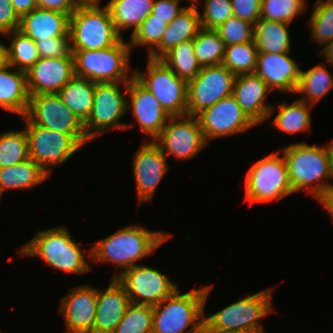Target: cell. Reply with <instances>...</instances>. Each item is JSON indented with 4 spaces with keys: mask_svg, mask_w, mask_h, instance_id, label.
<instances>
[{
    "mask_svg": "<svg viewBox=\"0 0 333 333\" xmlns=\"http://www.w3.org/2000/svg\"><path fill=\"white\" fill-rule=\"evenodd\" d=\"M258 49L254 40L243 44L226 46L222 64L236 76L253 74L256 68Z\"/></svg>",
    "mask_w": 333,
    "mask_h": 333,
    "instance_id": "d590c367",
    "label": "cell"
},
{
    "mask_svg": "<svg viewBox=\"0 0 333 333\" xmlns=\"http://www.w3.org/2000/svg\"><path fill=\"white\" fill-rule=\"evenodd\" d=\"M6 35L13 37L10 47L5 48L6 63L12 68L27 72L40 59L35 41L19 29Z\"/></svg>",
    "mask_w": 333,
    "mask_h": 333,
    "instance_id": "836d02e7",
    "label": "cell"
},
{
    "mask_svg": "<svg viewBox=\"0 0 333 333\" xmlns=\"http://www.w3.org/2000/svg\"><path fill=\"white\" fill-rule=\"evenodd\" d=\"M117 279L125 286L131 303L137 305L155 306L178 289L169 276L141 264L126 270Z\"/></svg>",
    "mask_w": 333,
    "mask_h": 333,
    "instance_id": "4fadbf2b",
    "label": "cell"
},
{
    "mask_svg": "<svg viewBox=\"0 0 333 333\" xmlns=\"http://www.w3.org/2000/svg\"><path fill=\"white\" fill-rule=\"evenodd\" d=\"M198 6L188 5L167 24L160 44L148 54L149 58L161 59L168 51L182 43L193 40L201 29Z\"/></svg>",
    "mask_w": 333,
    "mask_h": 333,
    "instance_id": "d4e9b609",
    "label": "cell"
},
{
    "mask_svg": "<svg viewBox=\"0 0 333 333\" xmlns=\"http://www.w3.org/2000/svg\"><path fill=\"white\" fill-rule=\"evenodd\" d=\"M96 307V288L89 285L73 287L59 306L67 328L65 333H94Z\"/></svg>",
    "mask_w": 333,
    "mask_h": 333,
    "instance_id": "d6986e66",
    "label": "cell"
},
{
    "mask_svg": "<svg viewBox=\"0 0 333 333\" xmlns=\"http://www.w3.org/2000/svg\"><path fill=\"white\" fill-rule=\"evenodd\" d=\"M309 105L313 106L300 99L292 104L281 103L272 123L277 129L289 134L308 132L311 124Z\"/></svg>",
    "mask_w": 333,
    "mask_h": 333,
    "instance_id": "d6a6232c",
    "label": "cell"
},
{
    "mask_svg": "<svg viewBox=\"0 0 333 333\" xmlns=\"http://www.w3.org/2000/svg\"><path fill=\"white\" fill-rule=\"evenodd\" d=\"M290 23L274 22L260 18L254 24L253 40L258 52L287 53L291 49L288 26Z\"/></svg>",
    "mask_w": 333,
    "mask_h": 333,
    "instance_id": "f1b7e54d",
    "label": "cell"
},
{
    "mask_svg": "<svg viewBox=\"0 0 333 333\" xmlns=\"http://www.w3.org/2000/svg\"><path fill=\"white\" fill-rule=\"evenodd\" d=\"M50 175L31 158L0 168V198L8 189H29L44 182Z\"/></svg>",
    "mask_w": 333,
    "mask_h": 333,
    "instance_id": "4316f807",
    "label": "cell"
},
{
    "mask_svg": "<svg viewBox=\"0 0 333 333\" xmlns=\"http://www.w3.org/2000/svg\"><path fill=\"white\" fill-rule=\"evenodd\" d=\"M11 4L17 15L21 18L23 15L30 13L33 9H36V0H10Z\"/></svg>",
    "mask_w": 333,
    "mask_h": 333,
    "instance_id": "681fc988",
    "label": "cell"
},
{
    "mask_svg": "<svg viewBox=\"0 0 333 333\" xmlns=\"http://www.w3.org/2000/svg\"><path fill=\"white\" fill-rule=\"evenodd\" d=\"M69 33L72 50H100L115 45L121 36L111 13L98 3L79 4L70 15Z\"/></svg>",
    "mask_w": 333,
    "mask_h": 333,
    "instance_id": "5b68a950",
    "label": "cell"
},
{
    "mask_svg": "<svg viewBox=\"0 0 333 333\" xmlns=\"http://www.w3.org/2000/svg\"><path fill=\"white\" fill-rule=\"evenodd\" d=\"M234 16L253 25L260 19L261 0H231Z\"/></svg>",
    "mask_w": 333,
    "mask_h": 333,
    "instance_id": "f6af8a7d",
    "label": "cell"
},
{
    "mask_svg": "<svg viewBox=\"0 0 333 333\" xmlns=\"http://www.w3.org/2000/svg\"><path fill=\"white\" fill-rule=\"evenodd\" d=\"M197 1H198V0H190V2H192V3H191L192 5H197V4H196Z\"/></svg>",
    "mask_w": 333,
    "mask_h": 333,
    "instance_id": "9f6ffc18",
    "label": "cell"
},
{
    "mask_svg": "<svg viewBox=\"0 0 333 333\" xmlns=\"http://www.w3.org/2000/svg\"><path fill=\"white\" fill-rule=\"evenodd\" d=\"M118 84L119 82L96 83L92 110L84 122L89 141L107 130L133 127V124L120 123V118L128 109L127 98L122 94Z\"/></svg>",
    "mask_w": 333,
    "mask_h": 333,
    "instance_id": "8fae6325",
    "label": "cell"
},
{
    "mask_svg": "<svg viewBox=\"0 0 333 333\" xmlns=\"http://www.w3.org/2000/svg\"><path fill=\"white\" fill-rule=\"evenodd\" d=\"M161 60L187 83L193 80L201 70L195 55L193 40L183 41L168 51Z\"/></svg>",
    "mask_w": 333,
    "mask_h": 333,
    "instance_id": "1f68e13d",
    "label": "cell"
},
{
    "mask_svg": "<svg viewBox=\"0 0 333 333\" xmlns=\"http://www.w3.org/2000/svg\"><path fill=\"white\" fill-rule=\"evenodd\" d=\"M170 236L162 231L145 230L141 225H128L98 241L88 253L96 262L108 261L115 264L121 272L112 278H118L126 270L137 265L138 260L150 256Z\"/></svg>",
    "mask_w": 333,
    "mask_h": 333,
    "instance_id": "6da1fadb",
    "label": "cell"
},
{
    "mask_svg": "<svg viewBox=\"0 0 333 333\" xmlns=\"http://www.w3.org/2000/svg\"><path fill=\"white\" fill-rule=\"evenodd\" d=\"M206 141L246 132L256 124L231 95L196 115Z\"/></svg>",
    "mask_w": 333,
    "mask_h": 333,
    "instance_id": "2e32d148",
    "label": "cell"
},
{
    "mask_svg": "<svg viewBox=\"0 0 333 333\" xmlns=\"http://www.w3.org/2000/svg\"><path fill=\"white\" fill-rule=\"evenodd\" d=\"M5 48L6 45L0 42V68L6 63Z\"/></svg>",
    "mask_w": 333,
    "mask_h": 333,
    "instance_id": "db71d44e",
    "label": "cell"
},
{
    "mask_svg": "<svg viewBox=\"0 0 333 333\" xmlns=\"http://www.w3.org/2000/svg\"><path fill=\"white\" fill-rule=\"evenodd\" d=\"M130 100L127 101V109L135 116L140 131L148 134L154 141L167 124L170 116L161 107L159 101L147 90L134 76L129 82H123Z\"/></svg>",
    "mask_w": 333,
    "mask_h": 333,
    "instance_id": "ac0fdd59",
    "label": "cell"
},
{
    "mask_svg": "<svg viewBox=\"0 0 333 333\" xmlns=\"http://www.w3.org/2000/svg\"><path fill=\"white\" fill-rule=\"evenodd\" d=\"M306 0H261L260 18L291 23L306 9Z\"/></svg>",
    "mask_w": 333,
    "mask_h": 333,
    "instance_id": "ab89813d",
    "label": "cell"
},
{
    "mask_svg": "<svg viewBox=\"0 0 333 333\" xmlns=\"http://www.w3.org/2000/svg\"><path fill=\"white\" fill-rule=\"evenodd\" d=\"M20 17L10 0H0V35H6L19 29Z\"/></svg>",
    "mask_w": 333,
    "mask_h": 333,
    "instance_id": "bcb514c9",
    "label": "cell"
},
{
    "mask_svg": "<svg viewBox=\"0 0 333 333\" xmlns=\"http://www.w3.org/2000/svg\"><path fill=\"white\" fill-rule=\"evenodd\" d=\"M131 304L125 286L117 278H112L104 292L97 289L94 333H113Z\"/></svg>",
    "mask_w": 333,
    "mask_h": 333,
    "instance_id": "603a6c76",
    "label": "cell"
},
{
    "mask_svg": "<svg viewBox=\"0 0 333 333\" xmlns=\"http://www.w3.org/2000/svg\"><path fill=\"white\" fill-rule=\"evenodd\" d=\"M288 54L258 52L254 74L265 81L271 91L295 93L297 89L301 69Z\"/></svg>",
    "mask_w": 333,
    "mask_h": 333,
    "instance_id": "44dd1931",
    "label": "cell"
},
{
    "mask_svg": "<svg viewBox=\"0 0 333 333\" xmlns=\"http://www.w3.org/2000/svg\"><path fill=\"white\" fill-rule=\"evenodd\" d=\"M29 99L26 72L5 63L0 68V107L24 117Z\"/></svg>",
    "mask_w": 333,
    "mask_h": 333,
    "instance_id": "484cf974",
    "label": "cell"
},
{
    "mask_svg": "<svg viewBox=\"0 0 333 333\" xmlns=\"http://www.w3.org/2000/svg\"><path fill=\"white\" fill-rule=\"evenodd\" d=\"M324 209H326L333 219V184H331L324 192V194L318 199Z\"/></svg>",
    "mask_w": 333,
    "mask_h": 333,
    "instance_id": "f907efd6",
    "label": "cell"
},
{
    "mask_svg": "<svg viewBox=\"0 0 333 333\" xmlns=\"http://www.w3.org/2000/svg\"><path fill=\"white\" fill-rule=\"evenodd\" d=\"M282 152L293 193L306 189L318 200L331 185L327 183L328 179H333L331 144L318 147L306 143H292L283 148ZM321 180L325 182L321 183Z\"/></svg>",
    "mask_w": 333,
    "mask_h": 333,
    "instance_id": "7a4b0ae2",
    "label": "cell"
},
{
    "mask_svg": "<svg viewBox=\"0 0 333 333\" xmlns=\"http://www.w3.org/2000/svg\"><path fill=\"white\" fill-rule=\"evenodd\" d=\"M30 123L66 134H86L84 123L56 94L30 96L24 116Z\"/></svg>",
    "mask_w": 333,
    "mask_h": 333,
    "instance_id": "9a60e30c",
    "label": "cell"
},
{
    "mask_svg": "<svg viewBox=\"0 0 333 333\" xmlns=\"http://www.w3.org/2000/svg\"><path fill=\"white\" fill-rule=\"evenodd\" d=\"M199 333H245V332L217 329L210 326L205 320H203Z\"/></svg>",
    "mask_w": 333,
    "mask_h": 333,
    "instance_id": "816d5d0a",
    "label": "cell"
},
{
    "mask_svg": "<svg viewBox=\"0 0 333 333\" xmlns=\"http://www.w3.org/2000/svg\"><path fill=\"white\" fill-rule=\"evenodd\" d=\"M211 288L212 285H206L184 294L178 288L171 296L152 306V333H199ZM189 326L191 328L187 329Z\"/></svg>",
    "mask_w": 333,
    "mask_h": 333,
    "instance_id": "3957f363",
    "label": "cell"
},
{
    "mask_svg": "<svg viewBox=\"0 0 333 333\" xmlns=\"http://www.w3.org/2000/svg\"><path fill=\"white\" fill-rule=\"evenodd\" d=\"M154 142L166 157L180 160L193 158L208 145L197 117L190 115L170 117Z\"/></svg>",
    "mask_w": 333,
    "mask_h": 333,
    "instance_id": "5bb4252c",
    "label": "cell"
},
{
    "mask_svg": "<svg viewBox=\"0 0 333 333\" xmlns=\"http://www.w3.org/2000/svg\"><path fill=\"white\" fill-rule=\"evenodd\" d=\"M179 0H155L152 7V18H160L166 24H170L174 18L184 9L178 6Z\"/></svg>",
    "mask_w": 333,
    "mask_h": 333,
    "instance_id": "7dc6e473",
    "label": "cell"
},
{
    "mask_svg": "<svg viewBox=\"0 0 333 333\" xmlns=\"http://www.w3.org/2000/svg\"><path fill=\"white\" fill-rule=\"evenodd\" d=\"M74 76V58H40L26 72L29 96L56 94Z\"/></svg>",
    "mask_w": 333,
    "mask_h": 333,
    "instance_id": "ffe728a7",
    "label": "cell"
},
{
    "mask_svg": "<svg viewBox=\"0 0 333 333\" xmlns=\"http://www.w3.org/2000/svg\"><path fill=\"white\" fill-rule=\"evenodd\" d=\"M167 157L154 141H143L133 158V175L139 202L151 201L164 174L167 173Z\"/></svg>",
    "mask_w": 333,
    "mask_h": 333,
    "instance_id": "e0dca14e",
    "label": "cell"
},
{
    "mask_svg": "<svg viewBox=\"0 0 333 333\" xmlns=\"http://www.w3.org/2000/svg\"><path fill=\"white\" fill-rule=\"evenodd\" d=\"M152 306L131 304L113 333H152Z\"/></svg>",
    "mask_w": 333,
    "mask_h": 333,
    "instance_id": "f35d334b",
    "label": "cell"
},
{
    "mask_svg": "<svg viewBox=\"0 0 333 333\" xmlns=\"http://www.w3.org/2000/svg\"><path fill=\"white\" fill-rule=\"evenodd\" d=\"M28 137L24 130L0 134V168L29 159Z\"/></svg>",
    "mask_w": 333,
    "mask_h": 333,
    "instance_id": "8d00e7d4",
    "label": "cell"
},
{
    "mask_svg": "<svg viewBox=\"0 0 333 333\" xmlns=\"http://www.w3.org/2000/svg\"><path fill=\"white\" fill-rule=\"evenodd\" d=\"M269 92L271 90L266 82L256 74H241L236 76L232 96L247 116L255 124H259L274 112L273 107L265 102Z\"/></svg>",
    "mask_w": 333,
    "mask_h": 333,
    "instance_id": "7402d4cb",
    "label": "cell"
},
{
    "mask_svg": "<svg viewBox=\"0 0 333 333\" xmlns=\"http://www.w3.org/2000/svg\"><path fill=\"white\" fill-rule=\"evenodd\" d=\"M320 53L326 58L328 64L333 66V39L328 41L327 44L321 49Z\"/></svg>",
    "mask_w": 333,
    "mask_h": 333,
    "instance_id": "f5cc1de1",
    "label": "cell"
},
{
    "mask_svg": "<svg viewBox=\"0 0 333 333\" xmlns=\"http://www.w3.org/2000/svg\"><path fill=\"white\" fill-rule=\"evenodd\" d=\"M131 46L123 37L115 44L100 50H72L75 76L96 83L129 82V54Z\"/></svg>",
    "mask_w": 333,
    "mask_h": 333,
    "instance_id": "8992f818",
    "label": "cell"
},
{
    "mask_svg": "<svg viewBox=\"0 0 333 333\" xmlns=\"http://www.w3.org/2000/svg\"><path fill=\"white\" fill-rule=\"evenodd\" d=\"M96 82L74 76L57 94L63 103L84 123L90 116Z\"/></svg>",
    "mask_w": 333,
    "mask_h": 333,
    "instance_id": "f546056e",
    "label": "cell"
},
{
    "mask_svg": "<svg viewBox=\"0 0 333 333\" xmlns=\"http://www.w3.org/2000/svg\"><path fill=\"white\" fill-rule=\"evenodd\" d=\"M155 0H110L108 7L117 32L132 28V33L151 14Z\"/></svg>",
    "mask_w": 333,
    "mask_h": 333,
    "instance_id": "83f0119b",
    "label": "cell"
},
{
    "mask_svg": "<svg viewBox=\"0 0 333 333\" xmlns=\"http://www.w3.org/2000/svg\"><path fill=\"white\" fill-rule=\"evenodd\" d=\"M274 289H267L238 300L224 309L204 316V320L212 327L223 330L242 331L245 333H265L261 326V318L273 311L271 295Z\"/></svg>",
    "mask_w": 333,
    "mask_h": 333,
    "instance_id": "30bf717a",
    "label": "cell"
},
{
    "mask_svg": "<svg viewBox=\"0 0 333 333\" xmlns=\"http://www.w3.org/2000/svg\"><path fill=\"white\" fill-rule=\"evenodd\" d=\"M19 253L21 257L39 256L47 265L64 272L81 274L90 269L83 250L64 226L38 232L19 249Z\"/></svg>",
    "mask_w": 333,
    "mask_h": 333,
    "instance_id": "277c9868",
    "label": "cell"
},
{
    "mask_svg": "<svg viewBox=\"0 0 333 333\" xmlns=\"http://www.w3.org/2000/svg\"><path fill=\"white\" fill-rule=\"evenodd\" d=\"M236 75L223 64L202 67L188 83L187 115L196 116L219 100L232 95Z\"/></svg>",
    "mask_w": 333,
    "mask_h": 333,
    "instance_id": "7c38bea8",
    "label": "cell"
},
{
    "mask_svg": "<svg viewBox=\"0 0 333 333\" xmlns=\"http://www.w3.org/2000/svg\"><path fill=\"white\" fill-rule=\"evenodd\" d=\"M309 26L314 41L326 44L333 39V3L317 0L313 8Z\"/></svg>",
    "mask_w": 333,
    "mask_h": 333,
    "instance_id": "74e56055",
    "label": "cell"
},
{
    "mask_svg": "<svg viewBox=\"0 0 333 333\" xmlns=\"http://www.w3.org/2000/svg\"><path fill=\"white\" fill-rule=\"evenodd\" d=\"M39 8L60 11L69 16L76 10L79 3L76 0H36Z\"/></svg>",
    "mask_w": 333,
    "mask_h": 333,
    "instance_id": "c3c4849f",
    "label": "cell"
},
{
    "mask_svg": "<svg viewBox=\"0 0 333 333\" xmlns=\"http://www.w3.org/2000/svg\"><path fill=\"white\" fill-rule=\"evenodd\" d=\"M193 43L195 55L201 68L222 64L226 43L216 30L201 28L193 39Z\"/></svg>",
    "mask_w": 333,
    "mask_h": 333,
    "instance_id": "e575fe53",
    "label": "cell"
},
{
    "mask_svg": "<svg viewBox=\"0 0 333 333\" xmlns=\"http://www.w3.org/2000/svg\"><path fill=\"white\" fill-rule=\"evenodd\" d=\"M79 4H85V3H98L100 0H76Z\"/></svg>",
    "mask_w": 333,
    "mask_h": 333,
    "instance_id": "11a10c76",
    "label": "cell"
},
{
    "mask_svg": "<svg viewBox=\"0 0 333 333\" xmlns=\"http://www.w3.org/2000/svg\"><path fill=\"white\" fill-rule=\"evenodd\" d=\"M325 65H315L306 71L301 70L300 80L295 93L306 94L300 99L313 105L319 99L326 96L333 87V76Z\"/></svg>",
    "mask_w": 333,
    "mask_h": 333,
    "instance_id": "4dcf8cb0",
    "label": "cell"
},
{
    "mask_svg": "<svg viewBox=\"0 0 333 333\" xmlns=\"http://www.w3.org/2000/svg\"><path fill=\"white\" fill-rule=\"evenodd\" d=\"M40 58H74L70 33L67 36L36 40Z\"/></svg>",
    "mask_w": 333,
    "mask_h": 333,
    "instance_id": "ee69618b",
    "label": "cell"
},
{
    "mask_svg": "<svg viewBox=\"0 0 333 333\" xmlns=\"http://www.w3.org/2000/svg\"><path fill=\"white\" fill-rule=\"evenodd\" d=\"M167 24L160 18H152V13L131 33V49L138 45H148L149 54L160 44Z\"/></svg>",
    "mask_w": 333,
    "mask_h": 333,
    "instance_id": "60d3db41",
    "label": "cell"
},
{
    "mask_svg": "<svg viewBox=\"0 0 333 333\" xmlns=\"http://www.w3.org/2000/svg\"><path fill=\"white\" fill-rule=\"evenodd\" d=\"M204 9L200 17L201 28L216 30L234 15L231 0H204Z\"/></svg>",
    "mask_w": 333,
    "mask_h": 333,
    "instance_id": "7bdbcfd3",
    "label": "cell"
},
{
    "mask_svg": "<svg viewBox=\"0 0 333 333\" xmlns=\"http://www.w3.org/2000/svg\"><path fill=\"white\" fill-rule=\"evenodd\" d=\"M134 77L159 101L170 116L187 115L188 83L179 78L161 59L148 57L147 70Z\"/></svg>",
    "mask_w": 333,
    "mask_h": 333,
    "instance_id": "ba28073f",
    "label": "cell"
},
{
    "mask_svg": "<svg viewBox=\"0 0 333 333\" xmlns=\"http://www.w3.org/2000/svg\"><path fill=\"white\" fill-rule=\"evenodd\" d=\"M22 119L26 124L29 157L49 175L51 166L63 165L89 142L86 134H66L30 123L25 117Z\"/></svg>",
    "mask_w": 333,
    "mask_h": 333,
    "instance_id": "52a82bcc",
    "label": "cell"
},
{
    "mask_svg": "<svg viewBox=\"0 0 333 333\" xmlns=\"http://www.w3.org/2000/svg\"><path fill=\"white\" fill-rule=\"evenodd\" d=\"M249 203L276 201L293 194L284 156L272 153L252 164L245 177Z\"/></svg>",
    "mask_w": 333,
    "mask_h": 333,
    "instance_id": "9c48e42d",
    "label": "cell"
},
{
    "mask_svg": "<svg viewBox=\"0 0 333 333\" xmlns=\"http://www.w3.org/2000/svg\"><path fill=\"white\" fill-rule=\"evenodd\" d=\"M70 16L60 11L37 7L20 18L19 30L33 41L67 36Z\"/></svg>",
    "mask_w": 333,
    "mask_h": 333,
    "instance_id": "cb8c5ba5",
    "label": "cell"
},
{
    "mask_svg": "<svg viewBox=\"0 0 333 333\" xmlns=\"http://www.w3.org/2000/svg\"><path fill=\"white\" fill-rule=\"evenodd\" d=\"M330 144H331V148H332V152H333V141Z\"/></svg>",
    "mask_w": 333,
    "mask_h": 333,
    "instance_id": "6f0895ef",
    "label": "cell"
},
{
    "mask_svg": "<svg viewBox=\"0 0 333 333\" xmlns=\"http://www.w3.org/2000/svg\"><path fill=\"white\" fill-rule=\"evenodd\" d=\"M216 31L226 46L253 41L254 25L239 17L232 16L221 24Z\"/></svg>",
    "mask_w": 333,
    "mask_h": 333,
    "instance_id": "b9f144b4",
    "label": "cell"
}]
</instances>
